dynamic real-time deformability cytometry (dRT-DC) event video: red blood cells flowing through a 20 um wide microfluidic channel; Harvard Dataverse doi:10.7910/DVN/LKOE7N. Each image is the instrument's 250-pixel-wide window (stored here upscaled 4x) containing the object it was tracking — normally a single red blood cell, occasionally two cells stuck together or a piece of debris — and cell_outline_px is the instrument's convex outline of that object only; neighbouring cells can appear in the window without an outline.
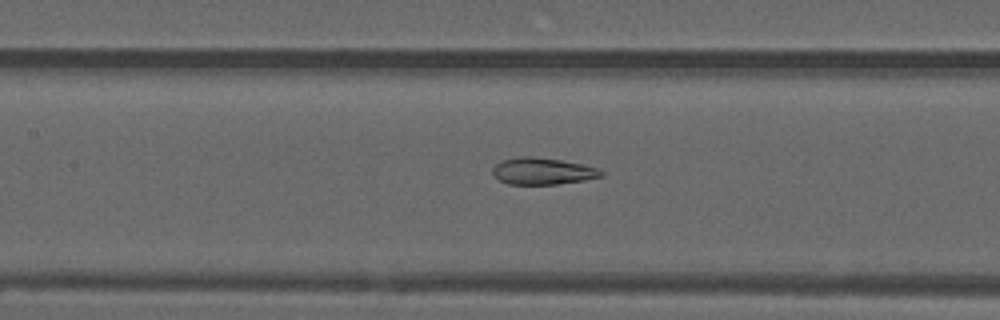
{"species": "common noctule bat (a hibernating species)", "species_latin": "Nyctalus noctula", "temperature_condition": "warm", "stored_images_in_passage": 50, "camera_frame_rate_fps": 3000, "um_per_image_px": 0.085, "animal": {"sex": "male", "forearm_length_mm": 52.5}, "frame": {"image": 1, "passage_image": 21, "time_ms": 6.667, "image_size_px": [1000, 320], "cell_outline_px": [[604, 176], [584, 180], [556, 184], [508, 184], [500, 180], [492, 172], [492, 168], [500, 160], [520, 156], [532, 156], [560, 160], [580, 164], [596, 168], [604, 172]], "centroid_in_image_um": [46.1, 14.54], "position_along_channel_um": 161.3, "area_um2": 16.82}}
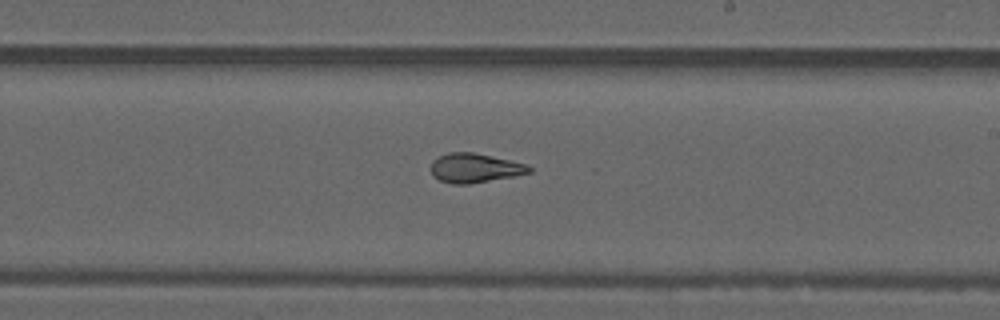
{"frame": {"image": 2, "passage_image": 28, "time_ms": 9.0, "image_size_px": [1000, 320], "cell_outline_px": [[532, 172], [516, 176], [468, 184], [452, 184], [440, 180], [432, 176], [432, 160], [448, 152], [472, 152], [528, 164], [532, 168]], "centroid_in_image_um": [40.38, 14.28], "position_along_channel_um": 248.6, "area_um2": 16.76}}
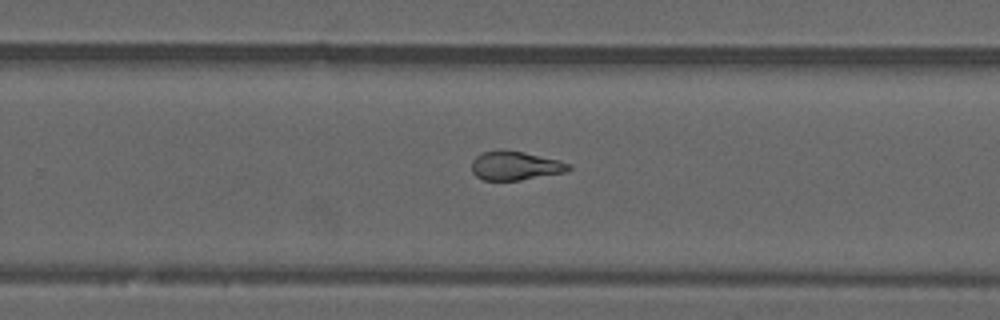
{"frame": {"image": 3, "passage_image": 31, "time_ms": 10.0, "image_size_px": [1000, 320], "cell_outline_px": [[572, 168], [568, 172], [520, 180], [484, 180], [476, 176], [472, 172], [472, 160], [476, 156], [484, 152], [504, 148], [524, 152], [560, 160], [572, 164]], "centroid_in_image_um": [43.84, 14.07], "position_along_channel_um": 286.0, "area_um2": 16.65}, "authors_computed_cell_mechanics": {"area_um2": 17.6001, "velocity_mm_per_s": 3.757, "shape_relaxation_time_tau1_ms": null, "shape_relaxation_time_tau2_ms": 1.7897, "deformation_change_tau1": null, "deformation_change_tau2": 0.096}}